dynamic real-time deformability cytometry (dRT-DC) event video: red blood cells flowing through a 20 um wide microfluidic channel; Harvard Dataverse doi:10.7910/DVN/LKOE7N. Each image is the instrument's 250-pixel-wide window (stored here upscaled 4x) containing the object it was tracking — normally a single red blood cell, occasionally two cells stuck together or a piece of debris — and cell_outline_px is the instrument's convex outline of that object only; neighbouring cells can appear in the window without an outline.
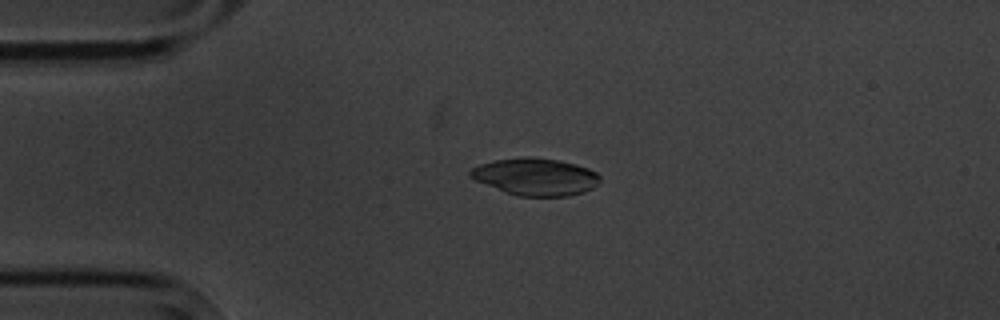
{"species": "common noctule bat (a hibernating species)", "species_latin": "Nyctalus noctula", "temperature_condition": "cold", "stored_images_in_passage": 5, "camera_frame_rate_fps": 3000, "um_per_image_px": 0.085, "animal": {"sex": "male", "body_mass_g": 20.1, "forearm_length_mm": 53.5}, "frame": {"image": 1, "passage_image": 3, "time_ms": 2.333, "image_size_px": [1000, 320], "cell_outline_px": [[600, 180], [592, 188], [584, 192], [568, 196], [520, 196], [508, 192], [476, 180], [468, 176], [468, 172], [472, 168], [480, 164], [496, 160], [524, 156], [532, 156], [560, 160], [576, 164], [588, 168], [596, 172], [600, 176]], "centroid_in_image_um": [45.54, 15.0], "position_along_channel_um": 39.5, "area_um2": 27.98}}
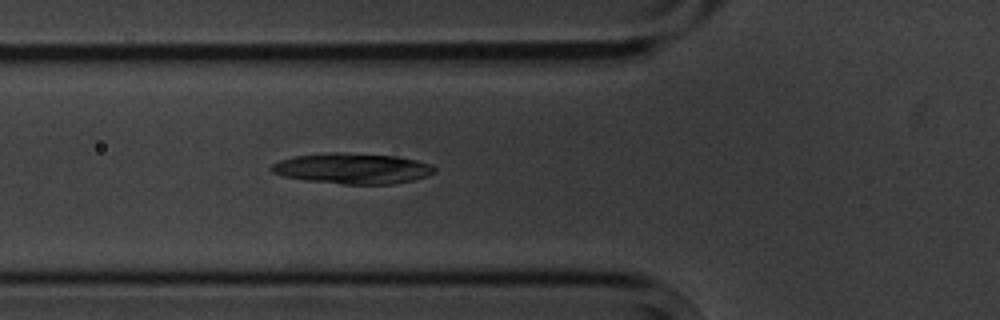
{"frame": {"image": 2, "passage_image": 5, "time_ms": 4.667, "image_size_px": [1000, 320], "cell_outline_px": [[436, 172], [428, 176], [412, 180], [392, 184], [344, 184], [304, 180], [284, 176], [272, 172], [268, 168], [272, 164], [280, 160], [296, 156], [328, 152], [340, 152], [396, 156], [416, 160], [432, 164], [436, 168]], "centroid_in_image_um": [29.97, 14.32], "position_along_channel_um": 95.8, "area_um2": 29.19}}